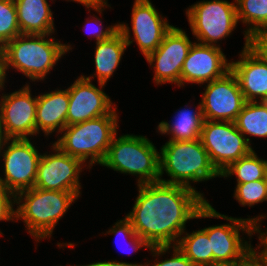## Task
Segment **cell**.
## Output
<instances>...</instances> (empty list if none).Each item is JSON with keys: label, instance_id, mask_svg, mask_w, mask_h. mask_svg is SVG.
Returning <instances> with one entry per match:
<instances>
[{"label": "cell", "instance_id": "cell-1", "mask_svg": "<svg viewBox=\"0 0 267 266\" xmlns=\"http://www.w3.org/2000/svg\"><path fill=\"white\" fill-rule=\"evenodd\" d=\"M137 186L139 194L126 217L150 246L176 245L186 222L208 202L203 193L183 185L158 181Z\"/></svg>", "mask_w": 267, "mask_h": 266}, {"label": "cell", "instance_id": "cell-2", "mask_svg": "<svg viewBox=\"0 0 267 266\" xmlns=\"http://www.w3.org/2000/svg\"><path fill=\"white\" fill-rule=\"evenodd\" d=\"M50 35L19 34L6 43L1 48L6 71L13 67L33 82L44 80L59 59L72 49L69 44L48 38Z\"/></svg>", "mask_w": 267, "mask_h": 266}, {"label": "cell", "instance_id": "cell-3", "mask_svg": "<svg viewBox=\"0 0 267 266\" xmlns=\"http://www.w3.org/2000/svg\"><path fill=\"white\" fill-rule=\"evenodd\" d=\"M16 222L21 218L28 233L39 242L51 237L58 221L78 199L74 192L30 188L16 194ZM21 203V204H20Z\"/></svg>", "mask_w": 267, "mask_h": 266}, {"label": "cell", "instance_id": "cell-4", "mask_svg": "<svg viewBox=\"0 0 267 266\" xmlns=\"http://www.w3.org/2000/svg\"><path fill=\"white\" fill-rule=\"evenodd\" d=\"M115 108L110 114L66 126L54 142L64 153L79 158L88 167L102 164L113 137L117 134L118 115Z\"/></svg>", "mask_w": 267, "mask_h": 266}, {"label": "cell", "instance_id": "cell-5", "mask_svg": "<svg viewBox=\"0 0 267 266\" xmlns=\"http://www.w3.org/2000/svg\"><path fill=\"white\" fill-rule=\"evenodd\" d=\"M160 151L161 182L195 189L191 186L190 181L202 182L220 176L200 138L187 141H167ZM164 171L171 179L161 178Z\"/></svg>", "mask_w": 267, "mask_h": 266}, {"label": "cell", "instance_id": "cell-6", "mask_svg": "<svg viewBox=\"0 0 267 266\" xmlns=\"http://www.w3.org/2000/svg\"><path fill=\"white\" fill-rule=\"evenodd\" d=\"M221 218L230 223L205 227L211 250L213 251V265L236 266L244 262L253 252L254 248L240 237V230L245 231L248 236L254 233V224L260 223L265 216L256 218H234L217 212L207 202L197 213L195 218Z\"/></svg>", "mask_w": 267, "mask_h": 266}, {"label": "cell", "instance_id": "cell-7", "mask_svg": "<svg viewBox=\"0 0 267 266\" xmlns=\"http://www.w3.org/2000/svg\"><path fill=\"white\" fill-rule=\"evenodd\" d=\"M101 166L136 175L138 185L160 181L159 152L146 136L116 134Z\"/></svg>", "mask_w": 267, "mask_h": 266}, {"label": "cell", "instance_id": "cell-8", "mask_svg": "<svg viewBox=\"0 0 267 266\" xmlns=\"http://www.w3.org/2000/svg\"><path fill=\"white\" fill-rule=\"evenodd\" d=\"M192 34L200 44L220 47L218 40L228 37L237 26L236 2L200 1L186 9Z\"/></svg>", "mask_w": 267, "mask_h": 266}, {"label": "cell", "instance_id": "cell-9", "mask_svg": "<svg viewBox=\"0 0 267 266\" xmlns=\"http://www.w3.org/2000/svg\"><path fill=\"white\" fill-rule=\"evenodd\" d=\"M200 140L219 173L253 150L234 122L204 120Z\"/></svg>", "mask_w": 267, "mask_h": 266}, {"label": "cell", "instance_id": "cell-10", "mask_svg": "<svg viewBox=\"0 0 267 266\" xmlns=\"http://www.w3.org/2000/svg\"><path fill=\"white\" fill-rule=\"evenodd\" d=\"M4 146L3 149H6L0 156L4 162L5 177H0V185L15 195L33 188L42 154L29 138L7 139Z\"/></svg>", "mask_w": 267, "mask_h": 266}, {"label": "cell", "instance_id": "cell-11", "mask_svg": "<svg viewBox=\"0 0 267 266\" xmlns=\"http://www.w3.org/2000/svg\"><path fill=\"white\" fill-rule=\"evenodd\" d=\"M51 148L56 153L41 155L34 187L51 191L74 192L80 197L79 174L85 164L79 158L64 153L54 143Z\"/></svg>", "mask_w": 267, "mask_h": 266}, {"label": "cell", "instance_id": "cell-12", "mask_svg": "<svg viewBox=\"0 0 267 266\" xmlns=\"http://www.w3.org/2000/svg\"><path fill=\"white\" fill-rule=\"evenodd\" d=\"M193 42L181 28L173 26L157 49L145 58L154 67L156 85L175 83L181 87V69Z\"/></svg>", "mask_w": 267, "mask_h": 266}, {"label": "cell", "instance_id": "cell-13", "mask_svg": "<svg viewBox=\"0 0 267 266\" xmlns=\"http://www.w3.org/2000/svg\"><path fill=\"white\" fill-rule=\"evenodd\" d=\"M132 7L131 24L134 39H130L128 24L118 23L119 32L124 36L128 46L135 40L146 57L157 49L173 25L157 12L150 0H135Z\"/></svg>", "mask_w": 267, "mask_h": 266}, {"label": "cell", "instance_id": "cell-14", "mask_svg": "<svg viewBox=\"0 0 267 266\" xmlns=\"http://www.w3.org/2000/svg\"><path fill=\"white\" fill-rule=\"evenodd\" d=\"M29 84L19 91L2 94L0 125L8 139L36 135L37 96L32 97Z\"/></svg>", "mask_w": 267, "mask_h": 266}, {"label": "cell", "instance_id": "cell-15", "mask_svg": "<svg viewBox=\"0 0 267 266\" xmlns=\"http://www.w3.org/2000/svg\"><path fill=\"white\" fill-rule=\"evenodd\" d=\"M204 120L234 122L246 103L236 76L230 70L207 83L202 94Z\"/></svg>", "mask_w": 267, "mask_h": 266}, {"label": "cell", "instance_id": "cell-16", "mask_svg": "<svg viewBox=\"0 0 267 266\" xmlns=\"http://www.w3.org/2000/svg\"><path fill=\"white\" fill-rule=\"evenodd\" d=\"M98 84L99 88L81 75L68 87L67 126L108 115L116 108L110 97L102 91L106 84Z\"/></svg>", "mask_w": 267, "mask_h": 266}, {"label": "cell", "instance_id": "cell-17", "mask_svg": "<svg viewBox=\"0 0 267 266\" xmlns=\"http://www.w3.org/2000/svg\"><path fill=\"white\" fill-rule=\"evenodd\" d=\"M221 47L194 42L181 69V87L185 83L203 84L223 77L230 71Z\"/></svg>", "mask_w": 267, "mask_h": 266}, {"label": "cell", "instance_id": "cell-18", "mask_svg": "<svg viewBox=\"0 0 267 266\" xmlns=\"http://www.w3.org/2000/svg\"><path fill=\"white\" fill-rule=\"evenodd\" d=\"M240 60L231 61L230 70L239 83L246 102L267 101V63L244 43Z\"/></svg>", "mask_w": 267, "mask_h": 266}, {"label": "cell", "instance_id": "cell-19", "mask_svg": "<svg viewBox=\"0 0 267 266\" xmlns=\"http://www.w3.org/2000/svg\"><path fill=\"white\" fill-rule=\"evenodd\" d=\"M68 107V88L37 96L36 134L43 131L48 136L55 130L61 133L67 126Z\"/></svg>", "mask_w": 267, "mask_h": 266}, {"label": "cell", "instance_id": "cell-20", "mask_svg": "<svg viewBox=\"0 0 267 266\" xmlns=\"http://www.w3.org/2000/svg\"><path fill=\"white\" fill-rule=\"evenodd\" d=\"M21 34L46 35L55 32L53 12L47 0H14Z\"/></svg>", "mask_w": 267, "mask_h": 266}, {"label": "cell", "instance_id": "cell-21", "mask_svg": "<svg viewBox=\"0 0 267 266\" xmlns=\"http://www.w3.org/2000/svg\"><path fill=\"white\" fill-rule=\"evenodd\" d=\"M127 46L124 36L119 31L110 39L96 42L94 54L96 71L92 76H82L89 80L95 76L98 83L106 84L118 67Z\"/></svg>", "mask_w": 267, "mask_h": 266}, {"label": "cell", "instance_id": "cell-22", "mask_svg": "<svg viewBox=\"0 0 267 266\" xmlns=\"http://www.w3.org/2000/svg\"><path fill=\"white\" fill-rule=\"evenodd\" d=\"M175 121L170 122L162 121L159 123L157 129L162 134H170L169 141H187L197 140L201 136V130L203 125L202 114V102L195 110H191L190 107L184 108L177 112L174 116Z\"/></svg>", "mask_w": 267, "mask_h": 266}, {"label": "cell", "instance_id": "cell-23", "mask_svg": "<svg viewBox=\"0 0 267 266\" xmlns=\"http://www.w3.org/2000/svg\"><path fill=\"white\" fill-rule=\"evenodd\" d=\"M234 123L249 145L246 134L267 138V101L246 102Z\"/></svg>", "mask_w": 267, "mask_h": 266}, {"label": "cell", "instance_id": "cell-24", "mask_svg": "<svg viewBox=\"0 0 267 266\" xmlns=\"http://www.w3.org/2000/svg\"><path fill=\"white\" fill-rule=\"evenodd\" d=\"M182 235L184 236L179 238L176 246L184 255L196 266H212L213 251L206 230L201 229L190 234L184 231Z\"/></svg>", "mask_w": 267, "mask_h": 266}, {"label": "cell", "instance_id": "cell-25", "mask_svg": "<svg viewBox=\"0 0 267 266\" xmlns=\"http://www.w3.org/2000/svg\"><path fill=\"white\" fill-rule=\"evenodd\" d=\"M238 22L242 21L249 27L245 30V42L259 31L267 30V0H235Z\"/></svg>", "mask_w": 267, "mask_h": 266}, {"label": "cell", "instance_id": "cell-26", "mask_svg": "<svg viewBox=\"0 0 267 266\" xmlns=\"http://www.w3.org/2000/svg\"><path fill=\"white\" fill-rule=\"evenodd\" d=\"M267 160L259 159L252 150L247 156L230 164L220 173V177H229L235 174L237 184H244L256 180H266Z\"/></svg>", "mask_w": 267, "mask_h": 266}, {"label": "cell", "instance_id": "cell-27", "mask_svg": "<svg viewBox=\"0 0 267 266\" xmlns=\"http://www.w3.org/2000/svg\"><path fill=\"white\" fill-rule=\"evenodd\" d=\"M21 34L14 0H0V48Z\"/></svg>", "mask_w": 267, "mask_h": 266}, {"label": "cell", "instance_id": "cell-28", "mask_svg": "<svg viewBox=\"0 0 267 266\" xmlns=\"http://www.w3.org/2000/svg\"><path fill=\"white\" fill-rule=\"evenodd\" d=\"M235 199L242 206H254L267 201V181L256 180L244 184H237L234 191Z\"/></svg>", "mask_w": 267, "mask_h": 266}, {"label": "cell", "instance_id": "cell-29", "mask_svg": "<svg viewBox=\"0 0 267 266\" xmlns=\"http://www.w3.org/2000/svg\"><path fill=\"white\" fill-rule=\"evenodd\" d=\"M110 233L116 234L115 236L117 238H120V237L127 238L129 241L128 243L130 244L131 249L133 250V251L131 250V252H134V251L136 252L142 247L148 248V249L151 248V246L134 231L130 220L126 216L125 218L116 222L115 225L112 226V228L109 231H107V234H110ZM119 249H122V246Z\"/></svg>", "mask_w": 267, "mask_h": 266}, {"label": "cell", "instance_id": "cell-30", "mask_svg": "<svg viewBox=\"0 0 267 266\" xmlns=\"http://www.w3.org/2000/svg\"><path fill=\"white\" fill-rule=\"evenodd\" d=\"M173 250V254L171 258L162 260L160 262L155 261V263L151 266H196L192 263L184 253L176 246H151L150 251L152 252V256L158 257L161 255H165V252H168L169 249ZM145 266H150V263H145Z\"/></svg>", "mask_w": 267, "mask_h": 266}, {"label": "cell", "instance_id": "cell-31", "mask_svg": "<svg viewBox=\"0 0 267 266\" xmlns=\"http://www.w3.org/2000/svg\"><path fill=\"white\" fill-rule=\"evenodd\" d=\"M13 198V199H12ZM16 195L0 185V221L16 220V210L13 204L16 203ZM0 235H3L0 231Z\"/></svg>", "mask_w": 267, "mask_h": 266}, {"label": "cell", "instance_id": "cell-32", "mask_svg": "<svg viewBox=\"0 0 267 266\" xmlns=\"http://www.w3.org/2000/svg\"><path fill=\"white\" fill-rule=\"evenodd\" d=\"M249 47L267 63V30L252 34L249 37Z\"/></svg>", "mask_w": 267, "mask_h": 266}, {"label": "cell", "instance_id": "cell-33", "mask_svg": "<svg viewBox=\"0 0 267 266\" xmlns=\"http://www.w3.org/2000/svg\"><path fill=\"white\" fill-rule=\"evenodd\" d=\"M95 17H97V16L94 15L93 19L87 22L86 30H89L87 28L91 27V23H95L96 25L99 24V26H97V27L95 25L96 29H94L95 28L94 27L93 30L91 31V33L93 34L92 36H95V38H96V42L110 39L113 35H115L119 31L118 24H114L113 26L110 25V27L108 26L104 29L102 26V21L100 22V19L98 17L97 18H95Z\"/></svg>", "mask_w": 267, "mask_h": 266}, {"label": "cell", "instance_id": "cell-34", "mask_svg": "<svg viewBox=\"0 0 267 266\" xmlns=\"http://www.w3.org/2000/svg\"><path fill=\"white\" fill-rule=\"evenodd\" d=\"M254 234L255 233H259V236H258V238H259V240H260V244L259 245H257V247H258V249L261 247V246H263V250H259V252L258 251H256L255 249H254V253L255 254H257V255H261V256H264V257H266L267 256V230H266V232H261V228H260V224L259 223H255L254 224V232H253Z\"/></svg>", "mask_w": 267, "mask_h": 266}, {"label": "cell", "instance_id": "cell-35", "mask_svg": "<svg viewBox=\"0 0 267 266\" xmlns=\"http://www.w3.org/2000/svg\"><path fill=\"white\" fill-rule=\"evenodd\" d=\"M69 1V0H68ZM80 4H83L86 8H92L98 13H102L104 11L105 6H109L107 0H70Z\"/></svg>", "mask_w": 267, "mask_h": 266}, {"label": "cell", "instance_id": "cell-36", "mask_svg": "<svg viewBox=\"0 0 267 266\" xmlns=\"http://www.w3.org/2000/svg\"><path fill=\"white\" fill-rule=\"evenodd\" d=\"M236 266H267V258L253 252L244 262Z\"/></svg>", "mask_w": 267, "mask_h": 266}, {"label": "cell", "instance_id": "cell-37", "mask_svg": "<svg viewBox=\"0 0 267 266\" xmlns=\"http://www.w3.org/2000/svg\"><path fill=\"white\" fill-rule=\"evenodd\" d=\"M84 266H145V263L144 264H133V263H128V262H119V261H104V262H94V263H91V264H87V265H84Z\"/></svg>", "mask_w": 267, "mask_h": 266}, {"label": "cell", "instance_id": "cell-38", "mask_svg": "<svg viewBox=\"0 0 267 266\" xmlns=\"http://www.w3.org/2000/svg\"><path fill=\"white\" fill-rule=\"evenodd\" d=\"M6 68H5V58L0 48V91L4 88L5 78H6Z\"/></svg>", "mask_w": 267, "mask_h": 266}, {"label": "cell", "instance_id": "cell-39", "mask_svg": "<svg viewBox=\"0 0 267 266\" xmlns=\"http://www.w3.org/2000/svg\"><path fill=\"white\" fill-rule=\"evenodd\" d=\"M8 138L6 137L1 125H0V154L2 153L1 150H3L2 148L4 147V144L6 142Z\"/></svg>", "mask_w": 267, "mask_h": 266}, {"label": "cell", "instance_id": "cell-40", "mask_svg": "<svg viewBox=\"0 0 267 266\" xmlns=\"http://www.w3.org/2000/svg\"><path fill=\"white\" fill-rule=\"evenodd\" d=\"M212 266H232V265H212Z\"/></svg>", "mask_w": 267, "mask_h": 266}]
</instances>
